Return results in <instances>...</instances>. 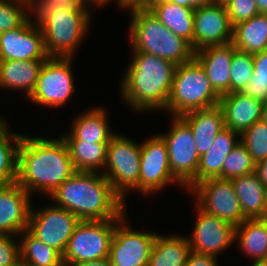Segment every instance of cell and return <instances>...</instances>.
I'll return each mask as SVG.
<instances>
[{
  "label": "cell",
  "instance_id": "obj_1",
  "mask_svg": "<svg viewBox=\"0 0 267 266\" xmlns=\"http://www.w3.org/2000/svg\"><path fill=\"white\" fill-rule=\"evenodd\" d=\"M75 172L61 135L51 139L23 134L18 147L16 183L31 196L35 191L50 196Z\"/></svg>",
  "mask_w": 267,
  "mask_h": 266
},
{
  "label": "cell",
  "instance_id": "obj_2",
  "mask_svg": "<svg viewBox=\"0 0 267 266\" xmlns=\"http://www.w3.org/2000/svg\"><path fill=\"white\" fill-rule=\"evenodd\" d=\"M49 198L54 205L65 208L80 220H122L126 217V203L98 172L76 171Z\"/></svg>",
  "mask_w": 267,
  "mask_h": 266
},
{
  "label": "cell",
  "instance_id": "obj_3",
  "mask_svg": "<svg viewBox=\"0 0 267 266\" xmlns=\"http://www.w3.org/2000/svg\"><path fill=\"white\" fill-rule=\"evenodd\" d=\"M132 54L121 78L122 100L139 113L165 110L177 65L145 52Z\"/></svg>",
  "mask_w": 267,
  "mask_h": 266
},
{
  "label": "cell",
  "instance_id": "obj_4",
  "mask_svg": "<svg viewBox=\"0 0 267 266\" xmlns=\"http://www.w3.org/2000/svg\"><path fill=\"white\" fill-rule=\"evenodd\" d=\"M32 12L43 33L49 58L73 59L89 32L91 9L82 3L36 2Z\"/></svg>",
  "mask_w": 267,
  "mask_h": 266
},
{
  "label": "cell",
  "instance_id": "obj_5",
  "mask_svg": "<svg viewBox=\"0 0 267 266\" xmlns=\"http://www.w3.org/2000/svg\"><path fill=\"white\" fill-rule=\"evenodd\" d=\"M129 40L132 51L145 52L175 65L194 57L192 46L167 29L148 8L130 9Z\"/></svg>",
  "mask_w": 267,
  "mask_h": 266
},
{
  "label": "cell",
  "instance_id": "obj_6",
  "mask_svg": "<svg viewBox=\"0 0 267 266\" xmlns=\"http://www.w3.org/2000/svg\"><path fill=\"white\" fill-rule=\"evenodd\" d=\"M215 92L200 62L193 57L176 66L165 112L182 116L187 112L219 105Z\"/></svg>",
  "mask_w": 267,
  "mask_h": 266
},
{
  "label": "cell",
  "instance_id": "obj_7",
  "mask_svg": "<svg viewBox=\"0 0 267 266\" xmlns=\"http://www.w3.org/2000/svg\"><path fill=\"white\" fill-rule=\"evenodd\" d=\"M140 158V143L129 137L116 133L108 143L107 160L101 174L125 203L129 191L140 192Z\"/></svg>",
  "mask_w": 267,
  "mask_h": 266
},
{
  "label": "cell",
  "instance_id": "obj_8",
  "mask_svg": "<svg viewBox=\"0 0 267 266\" xmlns=\"http://www.w3.org/2000/svg\"><path fill=\"white\" fill-rule=\"evenodd\" d=\"M170 117V130L159 135L166 143L173 177L189 192L195 186L200 156L189 124L181 116Z\"/></svg>",
  "mask_w": 267,
  "mask_h": 266
},
{
  "label": "cell",
  "instance_id": "obj_9",
  "mask_svg": "<svg viewBox=\"0 0 267 266\" xmlns=\"http://www.w3.org/2000/svg\"><path fill=\"white\" fill-rule=\"evenodd\" d=\"M121 220H81L70 237L62 262L75 265L109 258L115 226Z\"/></svg>",
  "mask_w": 267,
  "mask_h": 266
},
{
  "label": "cell",
  "instance_id": "obj_10",
  "mask_svg": "<svg viewBox=\"0 0 267 266\" xmlns=\"http://www.w3.org/2000/svg\"><path fill=\"white\" fill-rule=\"evenodd\" d=\"M72 65V58H48L44 61L29 101L50 108L65 105L76 90Z\"/></svg>",
  "mask_w": 267,
  "mask_h": 266
},
{
  "label": "cell",
  "instance_id": "obj_11",
  "mask_svg": "<svg viewBox=\"0 0 267 266\" xmlns=\"http://www.w3.org/2000/svg\"><path fill=\"white\" fill-rule=\"evenodd\" d=\"M46 206L38 209H33L32 206L27 230L63 255L70 237L81 220L54 203Z\"/></svg>",
  "mask_w": 267,
  "mask_h": 266
},
{
  "label": "cell",
  "instance_id": "obj_12",
  "mask_svg": "<svg viewBox=\"0 0 267 266\" xmlns=\"http://www.w3.org/2000/svg\"><path fill=\"white\" fill-rule=\"evenodd\" d=\"M193 192V193H192ZM196 198V204L234 227L244 220L239 199L230 179L211 178L197 183L189 194Z\"/></svg>",
  "mask_w": 267,
  "mask_h": 266
},
{
  "label": "cell",
  "instance_id": "obj_13",
  "mask_svg": "<svg viewBox=\"0 0 267 266\" xmlns=\"http://www.w3.org/2000/svg\"><path fill=\"white\" fill-rule=\"evenodd\" d=\"M140 151V194H156L168 184L176 183L180 187L172 175L167 146L159 133L140 142Z\"/></svg>",
  "mask_w": 267,
  "mask_h": 266
},
{
  "label": "cell",
  "instance_id": "obj_14",
  "mask_svg": "<svg viewBox=\"0 0 267 266\" xmlns=\"http://www.w3.org/2000/svg\"><path fill=\"white\" fill-rule=\"evenodd\" d=\"M127 221L124 217L115 226L110 263L112 266H148L157 233L134 230Z\"/></svg>",
  "mask_w": 267,
  "mask_h": 266
},
{
  "label": "cell",
  "instance_id": "obj_15",
  "mask_svg": "<svg viewBox=\"0 0 267 266\" xmlns=\"http://www.w3.org/2000/svg\"><path fill=\"white\" fill-rule=\"evenodd\" d=\"M233 26L225 3L199 4L194 11V52L232 42Z\"/></svg>",
  "mask_w": 267,
  "mask_h": 266
},
{
  "label": "cell",
  "instance_id": "obj_16",
  "mask_svg": "<svg viewBox=\"0 0 267 266\" xmlns=\"http://www.w3.org/2000/svg\"><path fill=\"white\" fill-rule=\"evenodd\" d=\"M197 213L192 234L188 235L192 251L209 254L218 258V254L229 249L235 242V227L218 217L208 214L196 204Z\"/></svg>",
  "mask_w": 267,
  "mask_h": 266
},
{
  "label": "cell",
  "instance_id": "obj_17",
  "mask_svg": "<svg viewBox=\"0 0 267 266\" xmlns=\"http://www.w3.org/2000/svg\"><path fill=\"white\" fill-rule=\"evenodd\" d=\"M34 17L22 26L0 33V61L47 60L43 33Z\"/></svg>",
  "mask_w": 267,
  "mask_h": 266
},
{
  "label": "cell",
  "instance_id": "obj_18",
  "mask_svg": "<svg viewBox=\"0 0 267 266\" xmlns=\"http://www.w3.org/2000/svg\"><path fill=\"white\" fill-rule=\"evenodd\" d=\"M31 195L19 184L0 185V235L27 230L32 208Z\"/></svg>",
  "mask_w": 267,
  "mask_h": 266
},
{
  "label": "cell",
  "instance_id": "obj_19",
  "mask_svg": "<svg viewBox=\"0 0 267 266\" xmlns=\"http://www.w3.org/2000/svg\"><path fill=\"white\" fill-rule=\"evenodd\" d=\"M237 49L232 43L208 46L194 52L215 92L221 97L230 93V67Z\"/></svg>",
  "mask_w": 267,
  "mask_h": 266
},
{
  "label": "cell",
  "instance_id": "obj_20",
  "mask_svg": "<svg viewBox=\"0 0 267 266\" xmlns=\"http://www.w3.org/2000/svg\"><path fill=\"white\" fill-rule=\"evenodd\" d=\"M264 103L242 92L228 93L220 97L219 106L223 110L225 128L241 134L256 121L262 119Z\"/></svg>",
  "mask_w": 267,
  "mask_h": 266
},
{
  "label": "cell",
  "instance_id": "obj_21",
  "mask_svg": "<svg viewBox=\"0 0 267 266\" xmlns=\"http://www.w3.org/2000/svg\"><path fill=\"white\" fill-rule=\"evenodd\" d=\"M107 111L96 106L80 112L72 122V129L62 134L63 140H81L94 143H109L116 134L110 129Z\"/></svg>",
  "mask_w": 267,
  "mask_h": 266
},
{
  "label": "cell",
  "instance_id": "obj_22",
  "mask_svg": "<svg viewBox=\"0 0 267 266\" xmlns=\"http://www.w3.org/2000/svg\"><path fill=\"white\" fill-rule=\"evenodd\" d=\"M181 117L192 129L199 156L207 152L214 138L225 128L223 110L219 105L190 111Z\"/></svg>",
  "mask_w": 267,
  "mask_h": 266
},
{
  "label": "cell",
  "instance_id": "obj_23",
  "mask_svg": "<svg viewBox=\"0 0 267 266\" xmlns=\"http://www.w3.org/2000/svg\"><path fill=\"white\" fill-rule=\"evenodd\" d=\"M171 32L186 40L194 50V8L170 0H155L147 7Z\"/></svg>",
  "mask_w": 267,
  "mask_h": 266
},
{
  "label": "cell",
  "instance_id": "obj_24",
  "mask_svg": "<svg viewBox=\"0 0 267 266\" xmlns=\"http://www.w3.org/2000/svg\"><path fill=\"white\" fill-rule=\"evenodd\" d=\"M240 142V134L224 128L213 140L211 147L200 156L195 185L203 180L221 178L222 166L227 155Z\"/></svg>",
  "mask_w": 267,
  "mask_h": 266
},
{
  "label": "cell",
  "instance_id": "obj_25",
  "mask_svg": "<svg viewBox=\"0 0 267 266\" xmlns=\"http://www.w3.org/2000/svg\"><path fill=\"white\" fill-rule=\"evenodd\" d=\"M245 219L267 218L266 187L256 173L230 179Z\"/></svg>",
  "mask_w": 267,
  "mask_h": 266
},
{
  "label": "cell",
  "instance_id": "obj_26",
  "mask_svg": "<svg viewBox=\"0 0 267 266\" xmlns=\"http://www.w3.org/2000/svg\"><path fill=\"white\" fill-rule=\"evenodd\" d=\"M44 61L46 60L0 61V88L23 90L27 100L36 87Z\"/></svg>",
  "mask_w": 267,
  "mask_h": 266
},
{
  "label": "cell",
  "instance_id": "obj_27",
  "mask_svg": "<svg viewBox=\"0 0 267 266\" xmlns=\"http://www.w3.org/2000/svg\"><path fill=\"white\" fill-rule=\"evenodd\" d=\"M235 242L252 262L267 260V218L246 219L237 225Z\"/></svg>",
  "mask_w": 267,
  "mask_h": 266
},
{
  "label": "cell",
  "instance_id": "obj_28",
  "mask_svg": "<svg viewBox=\"0 0 267 266\" xmlns=\"http://www.w3.org/2000/svg\"><path fill=\"white\" fill-rule=\"evenodd\" d=\"M190 251L187 236L157 234L148 266H185Z\"/></svg>",
  "mask_w": 267,
  "mask_h": 266
},
{
  "label": "cell",
  "instance_id": "obj_29",
  "mask_svg": "<svg viewBox=\"0 0 267 266\" xmlns=\"http://www.w3.org/2000/svg\"><path fill=\"white\" fill-rule=\"evenodd\" d=\"M237 50L256 54L267 50V14H257L233 26L231 42Z\"/></svg>",
  "mask_w": 267,
  "mask_h": 266
},
{
  "label": "cell",
  "instance_id": "obj_30",
  "mask_svg": "<svg viewBox=\"0 0 267 266\" xmlns=\"http://www.w3.org/2000/svg\"><path fill=\"white\" fill-rule=\"evenodd\" d=\"M64 141L68 146L75 171L103 172L107 160L108 143L81 140Z\"/></svg>",
  "mask_w": 267,
  "mask_h": 266
},
{
  "label": "cell",
  "instance_id": "obj_31",
  "mask_svg": "<svg viewBox=\"0 0 267 266\" xmlns=\"http://www.w3.org/2000/svg\"><path fill=\"white\" fill-rule=\"evenodd\" d=\"M18 236L23 266H58L62 262V255L57 250L38 240L28 230Z\"/></svg>",
  "mask_w": 267,
  "mask_h": 266
},
{
  "label": "cell",
  "instance_id": "obj_32",
  "mask_svg": "<svg viewBox=\"0 0 267 266\" xmlns=\"http://www.w3.org/2000/svg\"><path fill=\"white\" fill-rule=\"evenodd\" d=\"M7 124H0V185L16 183L18 147L23 137L10 131Z\"/></svg>",
  "mask_w": 267,
  "mask_h": 266
},
{
  "label": "cell",
  "instance_id": "obj_33",
  "mask_svg": "<svg viewBox=\"0 0 267 266\" xmlns=\"http://www.w3.org/2000/svg\"><path fill=\"white\" fill-rule=\"evenodd\" d=\"M255 172L256 163L249 154L247 147L242 142H239L225 158L221 178L232 179Z\"/></svg>",
  "mask_w": 267,
  "mask_h": 266
},
{
  "label": "cell",
  "instance_id": "obj_34",
  "mask_svg": "<svg viewBox=\"0 0 267 266\" xmlns=\"http://www.w3.org/2000/svg\"><path fill=\"white\" fill-rule=\"evenodd\" d=\"M32 13V7L26 2L0 0V33L19 28L31 17Z\"/></svg>",
  "mask_w": 267,
  "mask_h": 266
},
{
  "label": "cell",
  "instance_id": "obj_35",
  "mask_svg": "<svg viewBox=\"0 0 267 266\" xmlns=\"http://www.w3.org/2000/svg\"><path fill=\"white\" fill-rule=\"evenodd\" d=\"M254 72L242 93L267 102V50L253 54Z\"/></svg>",
  "mask_w": 267,
  "mask_h": 266
},
{
  "label": "cell",
  "instance_id": "obj_36",
  "mask_svg": "<svg viewBox=\"0 0 267 266\" xmlns=\"http://www.w3.org/2000/svg\"><path fill=\"white\" fill-rule=\"evenodd\" d=\"M242 142L249 151L253 161L258 162L267 159V125L261 119L252 124L240 134Z\"/></svg>",
  "mask_w": 267,
  "mask_h": 266
},
{
  "label": "cell",
  "instance_id": "obj_37",
  "mask_svg": "<svg viewBox=\"0 0 267 266\" xmlns=\"http://www.w3.org/2000/svg\"><path fill=\"white\" fill-rule=\"evenodd\" d=\"M253 72V54L236 50L230 67V93L242 92Z\"/></svg>",
  "mask_w": 267,
  "mask_h": 266
},
{
  "label": "cell",
  "instance_id": "obj_38",
  "mask_svg": "<svg viewBox=\"0 0 267 266\" xmlns=\"http://www.w3.org/2000/svg\"><path fill=\"white\" fill-rule=\"evenodd\" d=\"M225 6L232 26L259 14L255 0H227Z\"/></svg>",
  "mask_w": 267,
  "mask_h": 266
},
{
  "label": "cell",
  "instance_id": "obj_39",
  "mask_svg": "<svg viewBox=\"0 0 267 266\" xmlns=\"http://www.w3.org/2000/svg\"><path fill=\"white\" fill-rule=\"evenodd\" d=\"M17 237L16 235H0V266H16L20 263Z\"/></svg>",
  "mask_w": 267,
  "mask_h": 266
},
{
  "label": "cell",
  "instance_id": "obj_40",
  "mask_svg": "<svg viewBox=\"0 0 267 266\" xmlns=\"http://www.w3.org/2000/svg\"><path fill=\"white\" fill-rule=\"evenodd\" d=\"M217 257L190 251L185 266H218Z\"/></svg>",
  "mask_w": 267,
  "mask_h": 266
},
{
  "label": "cell",
  "instance_id": "obj_41",
  "mask_svg": "<svg viewBox=\"0 0 267 266\" xmlns=\"http://www.w3.org/2000/svg\"><path fill=\"white\" fill-rule=\"evenodd\" d=\"M155 0H121V10L132 8H147Z\"/></svg>",
  "mask_w": 267,
  "mask_h": 266
},
{
  "label": "cell",
  "instance_id": "obj_42",
  "mask_svg": "<svg viewBox=\"0 0 267 266\" xmlns=\"http://www.w3.org/2000/svg\"><path fill=\"white\" fill-rule=\"evenodd\" d=\"M259 180L267 187V159L264 161L258 162L256 164V172H255Z\"/></svg>",
  "mask_w": 267,
  "mask_h": 266
},
{
  "label": "cell",
  "instance_id": "obj_43",
  "mask_svg": "<svg viewBox=\"0 0 267 266\" xmlns=\"http://www.w3.org/2000/svg\"><path fill=\"white\" fill-rule=\"evenodd\" d=\"M82 5L88 7L89 9L92 7H98L99 8L103 5V7H105V5L109 4V2H112V0H80ZM118 4V6L121 8V0H115ZM94 6H93V5Z\"/></svg>",
  "mask_w": 267,
  "mask_h": 266
},
{
  "label": "cell",
  "instance_id": "obj_44",
  "mask_svg": "<svg viewBox=\"0 0 267 266\" xmlns=\"http://www.w3.org/2000/svg\"><path fill=\"white\" fill-rule=\"evenodd\" d=\"M73 266H112L109 258L84 261Z\"/></svg>",
  "mask_w": 267,
  "mask_h": 266
},
{
  "label": "cell",
  "instance_id": "obj_45",
  "mask_svg": "<svg viewBox=\"0 0 267 266\" xmlns=\"http://www.w3.org/2000/svg\"><path fill=\"white\" fill-rule=\"evenodd\" d=\"M177 5H181L189 8H196L199 3L196 0H170Z\"/></svg>",
  "mask_w": 267,
  "mask_h": 266
},
{
  "label": "cell",
  "instance_id": "obj_46",
  "mask_svg": "<svg viewBox=\"0 0 267 266\" xmlns=\"http://www.w3.org/2000/svg\"><path fill=\"white\" fill-rule=\"evenodd\" d=\"M260 14H267V0H255Z\"/></svg>",
  "mask_w": 267,
  "mask_h": 266
},
{
  "label": "cell",
  "instance_id": "obj_47",
  "mask_svg": "<svg viewBox=\"0 0 267 266\" xmlns=\"http://www.w3.org/2000/svg\"><path fill=\"white\" fill-rule=\"evenodd\" d=\"M37 2H53L58 4L81 3L80 0H37Z\"/></svg>",
  "mask_w": 267,
  "mask_h": 266
},
{
  "label": "cell",
  "instance_id": "obj_48",
  "mask_svg": "<svg viewBox=\"0 0 267 266\" xmlns=\"http://www.w3.org/2000/svg\"><path fill=\"white\" fill-rule=\"evenodd\" d=\"M262 120H263V121L266 123V125H267V102L264 103V105H263Z\"/></svg>",
  "mask_w": 267,
  "mask_h": 266
},
{
  "label": "cell",
  "instance_id": "obj_49",
  "mask_svg": "<svg viewBox=\"0 0 267 266\" xmlns=\"http://www.w3.org/2000/svg\"><path fill=\"white\" fill-rule=\"evenodd\" d=\"M251 266H267V260L254 261Z\"/></svg>",
  "mask_w": 267,
  "mask_h": 266
},
{
  "label": "cell",
  "instance_id": "obj_50",
  "mask_svg": "<svg viewBox=\"0 0 267 266\" xmlns=\"http://www.w3.org/2000/svg\"><path fill=\"white\" fill-rule=\"evenodd\" d=\"M199 4H211L215 3L216 0H196Z\"/></svg>",
  "mask_w": 267,
  "mask_h": 266
},
{
  "label": "cell",
  "instance_id": "obj_51",
  "mask_svg": "<svg viewBox=\"0 0 267 266\" xmlns=\"http://www.w3.org/2000/svg\"><path fill=\"white\" fill-rule=\"evenodd\" d=\"M21 1L28 3L31 7L37 2V0H21Z\"/></svg>",
  "mask_w": 267,
  "mask_h": 266
},
{
  "label": "cell",
  "instance_id": "obj_52",
  "mask_svg": "<svg viewBox=\"0 0 267 266\" xmlns=\"http://www.w3.org/2000/svg\"><path fill=\"white\" fill-rule=\"evenodd\" d=\"M58 266H73V265L65 263V262H61Z\"/></svg>",
  "mask_w": 267,
  "mask_h": 266
},
{
  "label": "cell",
  "instance_id": "obj_53",
  "mask_svg": "<svg viewBox=\"0 0 267 266\" xmlns=\"http://www.w3.org/2000/svg\"><path fill=\"white\" fill-rule=\"evenodd\" d=\"M5 122H6V120H3V117L0 116V124H3V123H5Z\"/></svg>",
  "mask_w": 267,
  "mask_h": 266
},
{
  "label": "cell",
  "instance_id": "obj_54",
  "mask_svg": "<svg viewBox=\"0 0 267 266\" xmlns=\"http://www.w3.org/2000/svg\"><path fill=\"white\" fill-rule=\"evenodd\" d=\"M227 0H216V2H219V3H225Z\"/></svg>",
  "mask_w": 267,
  "mask_h": 266
},
{
  "label": "cell",
  "instance_id": "obj_55",
  "mask_svg": "<svg viewBox=\"0 0 267 266\" xmlns=\"http://www.w3.org/2000/svg\"><path fill=\"white\" fill-rule=\"evenodd\" d=\"M266 204H267V187H266Z\"/></svg>",
  "mask_w": 267,
  "mask_h": 266
}]
</instances>
